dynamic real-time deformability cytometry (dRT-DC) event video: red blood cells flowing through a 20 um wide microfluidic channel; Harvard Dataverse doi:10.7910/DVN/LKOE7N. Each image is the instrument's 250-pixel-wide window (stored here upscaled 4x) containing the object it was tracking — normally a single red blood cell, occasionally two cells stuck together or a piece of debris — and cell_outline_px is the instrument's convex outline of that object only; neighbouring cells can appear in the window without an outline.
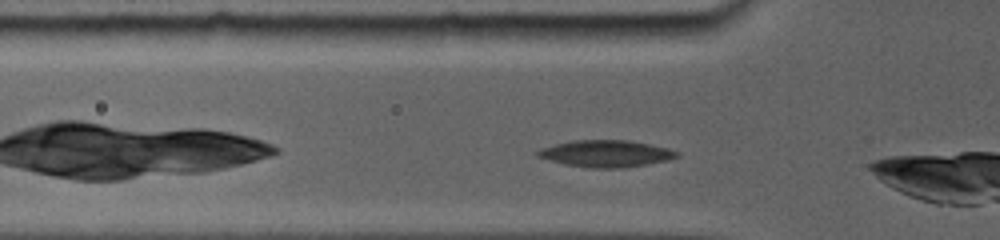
{"species": "common noctule bat (a hibernating species)", "species_latin": "Nyctalus noctula", "temperature_condition": "room temperature", "stored_images_in_passage": 26, "camera_frame_rate_fps": 5000, "um_per_image_px": 0.085, "animal": {"sex": "female", "body_mass_g": 19.0, "forearm_length_mm": 56.7}, "frame": {"image": 1, "passage_image": 7, "time_ms": 2.2, "image_size_px": [1000, 240], "cell_outline_px": [[680, 156], [668, 160], [620, 168], [588, 168], [564, 164], [536, 156], [536, 152], [544, 148], [556, 144], [576, 140], [624, 140], [668, 148], [680, 152]], "centroid_in_image_um": [51.52, 13.06], "position_along_channel_um": 74.3, "area_um2": 21.39}}
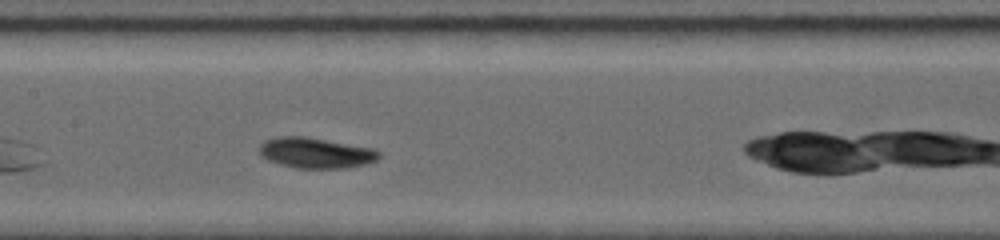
{"frame": {"image": 2, "passage_image": 14, "time_ms": 5.0, "image_size_px": [1000, 240], "cell_outline_px": [[380, 156], [376, 160], [364, 164], [344, 168], [296, 168], [280, 164], [268, 160], [260, 152], [260, 148], [268, 140], [284, 136], [304, 136], [372, 148], [380, 152]], "centroid_in_image_um": [26.88, 13.0], "position_along_channel_um": 180.5, "area_um2": 20.75}}
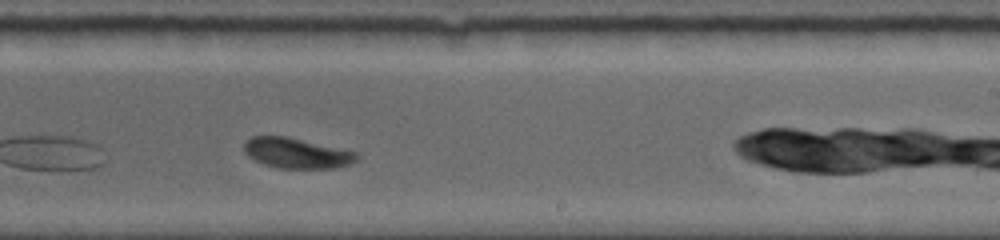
{"frame": {"image": 3, "passage_image": 20, "time_ms": 7.2, "image_size_px": [1000, 240], "cell_outline_px": [[360, 156], [352, 164], [332, 168], [276, 168], [264, 164], [248, 156], [244, 152], [244, 144], [252, 136], [288, 136], [356, 152]], "centroid_in_image_um": [25.22, 13.01], "position_along_channel_um": 263.8, "area_um2": 19.88}}